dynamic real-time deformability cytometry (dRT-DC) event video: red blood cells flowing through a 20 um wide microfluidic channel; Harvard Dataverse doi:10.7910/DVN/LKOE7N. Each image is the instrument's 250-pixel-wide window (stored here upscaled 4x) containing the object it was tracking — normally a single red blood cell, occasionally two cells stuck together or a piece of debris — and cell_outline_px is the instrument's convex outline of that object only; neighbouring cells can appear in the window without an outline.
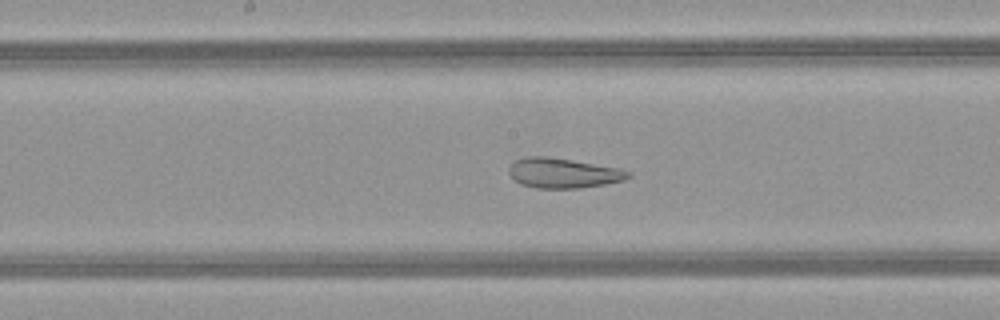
{"species": "common noctule bat (a hibernating species)", "species_latin": "Nyctalus noctula", "temperature_condition": "warm", "stored_images_in_passage": 51, "camera_frame_rate_fps": 3000, "um_per_image_px": 0.085, "animal": {"sex": "female", "body_mass_g": 21.9}, "frame": {"image": 1, "passage_image": 27, "time_ms": 8.667, "image_size_px": [1000, 320], "cell_outline_px": [[632, 176], [624, 180], [604, 184], [580, 188], [536, 188], [520, 184], [508, 172], [508, 168], [516, 160], [524, 156], [548, 156], [620, 168], [632, 172]], "centroid_in_image_um": [47.89, 14.7], "position_along_channel_um": 200.3, "area_um2": 20.87}}
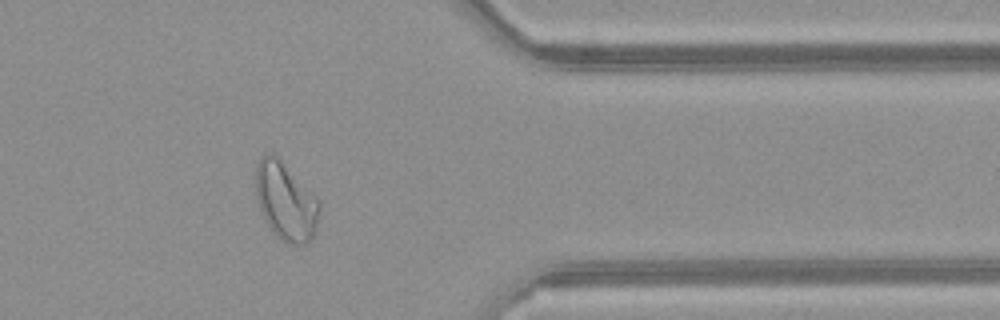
{"frame": {"image": 2, "passage_image": 42, "time_ms": 13.667, "image_size_px": [1000, 320], "cell_outline_px": [[320, 212], [316, 232], [308, 244], [292, 244], [280, 240], [272, 232], [260, 208], [256, 196], [256, 164], [260, 156], [264, 152], [272, 152], [320, 200]], "centroid_in_image_um": [24.3, 17.12], "position_along_channel_um": 387.1, "area_um2": 29.02}}
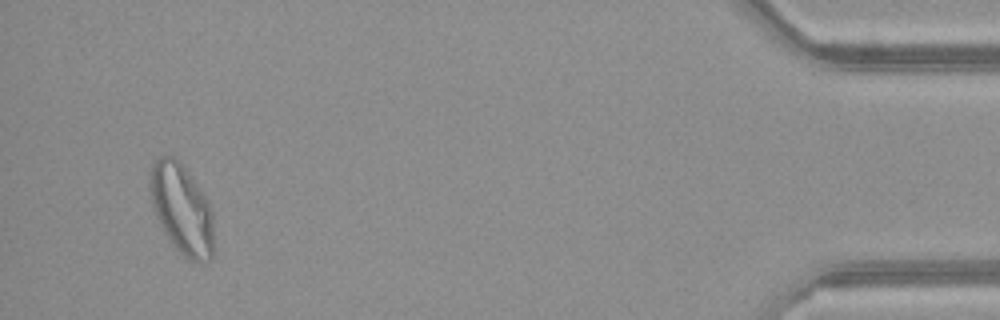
{"frame": {"image": 3, "passage_image": 49, "time_ms": 16.0, "image_size_px": [1000, 320], "cell_outline_px": [[216, 248], [212, 260], [204, 264], [200, 264], [188, 260], [176, 248], [168, 236], [156, 216], [152, 204], [148, 188], [148, 180], [152, 160], [160, 156], [172, 156], [180, 160], [204, 192], [212, 208]], "centroid_in_image_um": [15.5, 17.78], "position_along_channel_um": 419.7, "area_um2": 34.8}}